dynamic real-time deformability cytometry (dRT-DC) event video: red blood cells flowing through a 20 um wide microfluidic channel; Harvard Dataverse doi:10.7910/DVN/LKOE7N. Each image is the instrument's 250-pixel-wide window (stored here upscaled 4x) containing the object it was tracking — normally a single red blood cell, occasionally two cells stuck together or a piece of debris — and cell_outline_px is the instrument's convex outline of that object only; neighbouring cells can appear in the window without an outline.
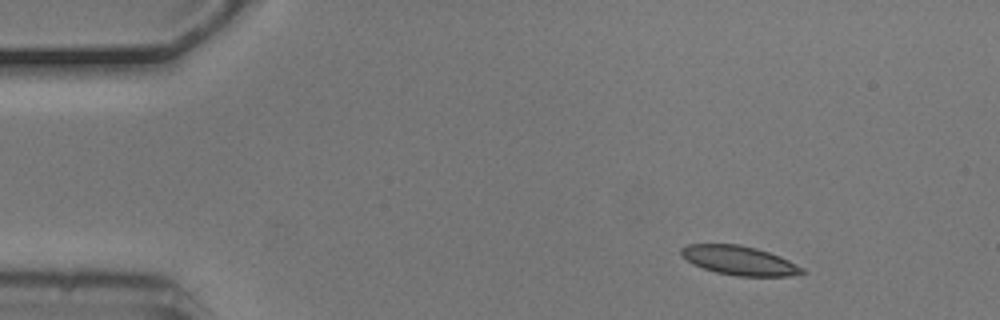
{"species": "common noctule bat (a hibernating species)", "species_latin": "Nyctalus noctula", "temperature_condition": "cold", "stored_images_in_passage": 3, "camera_frame_rate_fps": 3000, "um_per_image_px": 0.085, "animal": {"sex": "male", "body_mass_g": 20.5, "forearm_length_mm": 52.5}, "frame": {"image": 1, "passage_image": 1, "time_ms": 0.0, "image_size_px": [1000, 320], "cell_outline_px": [[808, 272], [788, 276], [736, 276], [716, 272], [692, 264], [680, 256], [680, 248], [688, 244], [736, 244], [756, 248], [780, 256], [804, 268]], "centroid_in_image_um": [62.82, 22.14], "position_along_channel_um": 22.2, "area_um2": 20.58}}